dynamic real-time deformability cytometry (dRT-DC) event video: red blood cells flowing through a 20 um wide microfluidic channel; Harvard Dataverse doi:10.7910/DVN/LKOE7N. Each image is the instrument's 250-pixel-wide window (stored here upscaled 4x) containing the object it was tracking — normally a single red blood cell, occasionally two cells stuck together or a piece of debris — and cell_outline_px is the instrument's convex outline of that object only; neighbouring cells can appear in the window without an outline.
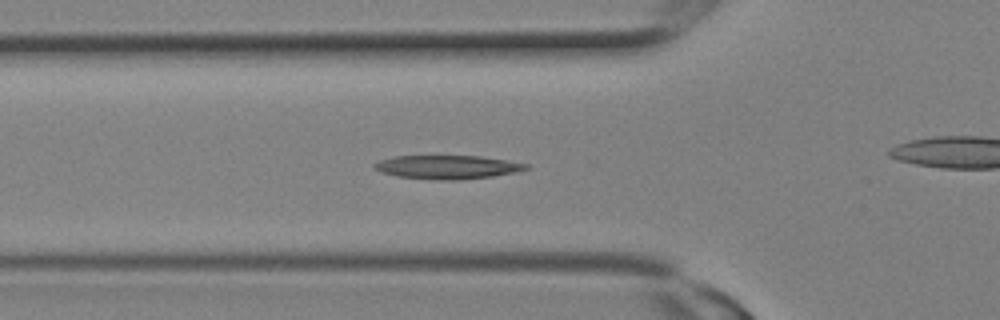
{"species": "Egyptian fruit bat (a non-hibernating species)", "species_latin": "Rousettus aegyptiacus", "temperature_condition": "room temperature", "stored_images_in_passage": 14, "camera_frame_rate_fps": 3000, "um_per_image_px": 0.085, "animal": {"sex": "female"}, "frame": {"image": 1, "passage_image": 8, "time_ms": 2.333, "image_size_px": [1000, 320], "cell_outline_px": [[528, 168], [512, 172], [492, 176], [460, 180], [440, 180], [396, 176], [380, 172], [372, 168], [372, 164], [380, 160], [392, 156], [480, 156], [528, 164]], "centroid_in_image_um": [37.93, 14.2], "position_along_channel_um": 87.9, "area_um2": 20.75}}
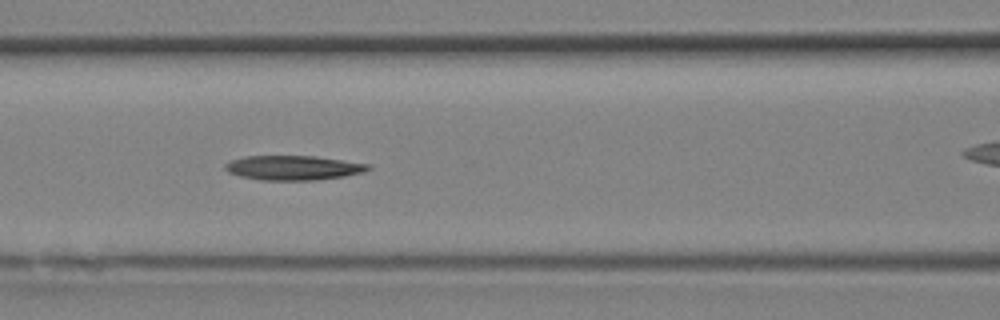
{"frame": {"image": 2, "passage_image": 10, "time_ms": 3.0, "image_size_px": [1000, 320], "cell_outline_px": [[372, 168], [364, 172], [344, 176], [316, 180], [260, 180], [240, 176], [228, 172], [224, 168], [224, 164], [232, 160], [244, 156], [316, 156], [368, 164]], "centroid_in_image_um": [24.91, 14.26], "position_along_channel_um": 141.7, "area_um2": 20.4}}